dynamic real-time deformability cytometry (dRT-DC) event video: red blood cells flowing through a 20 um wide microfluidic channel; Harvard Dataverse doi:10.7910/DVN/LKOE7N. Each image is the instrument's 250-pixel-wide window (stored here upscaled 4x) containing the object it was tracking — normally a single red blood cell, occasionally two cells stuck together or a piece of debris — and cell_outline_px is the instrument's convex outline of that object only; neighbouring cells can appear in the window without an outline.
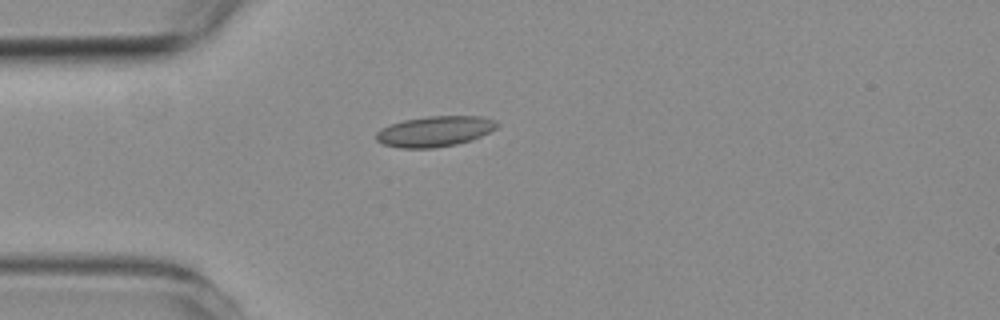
{"species": "common noctule bat (a hibernating species)", "species_latin": "Nyctalus noctula", "temperature_condition": "room temperature", "stored_images_in_passage": 8, "camera_frame_rate_fps": 3000, "um_per_image_px": 0.085, "animal": {"sex": "female", "body_mass_g": 19.3, "forearm_length_mm": 54.1}, "frame": {"image": 1, "passage_image": 5, "time_ms": 5.667, "image_size_px": [1000, 320], "cell_outline_px": [[500, 124], [496, 128], [472, 140], [456, 144], [432, 148], [400, 148], [384, 144], [376, 140], [376, 132], [380, 128], [404, 120], [428, 116], [480, 116], [496, 120]], "centroid_in_image_um": [36.96, 11.16], "position_along_channel_um": 48.0, "area_um2": 21.44}}
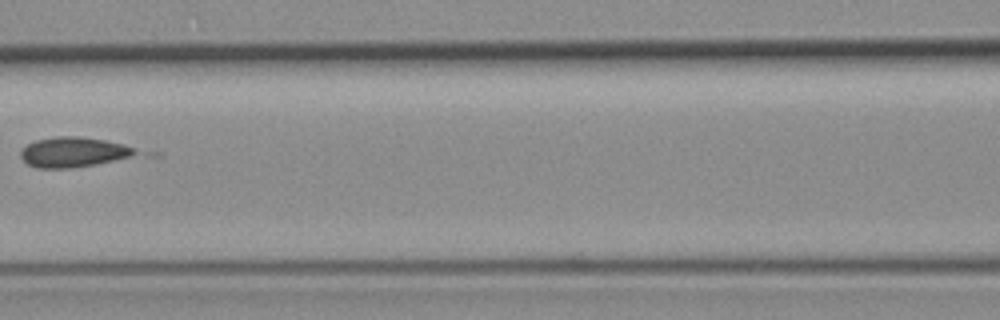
{"frame": {"image": 2, "passage_image": 8, "time_ms": 9.0, "image_size_px": [1000, 320], "cell_outline_px": [[164, 156], [72, 168], [36, 168], [28, 164], [20, 156], [20, 152], [28, 144], [36, 140], [56, 136], [76, 136], [104, 140], [124, 144], [160, 152]], "centroid_in_image_um": [6.83, 12.96], "position_along_channel_um": 159.8, "area_um2": 22.48}}